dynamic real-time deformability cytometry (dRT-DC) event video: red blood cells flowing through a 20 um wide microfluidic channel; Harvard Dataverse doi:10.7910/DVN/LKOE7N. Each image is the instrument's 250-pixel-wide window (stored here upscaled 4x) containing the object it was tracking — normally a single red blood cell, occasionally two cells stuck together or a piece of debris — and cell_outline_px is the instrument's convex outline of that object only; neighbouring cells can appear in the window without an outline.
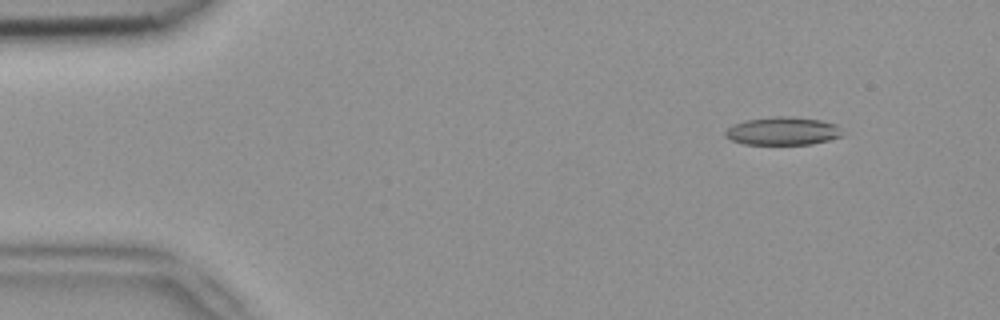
{"species": "common noctule bat (a hibernating species)", "species_latin": "Nyctalus noctula", "temperature_condition": "room temperature", "stored_images_in_passage": 51, "camera_frame_rate_fps": 3000, "um_per_image_px": 0.085, "animal": {"sex": "female", "body_mass_g": 18.4}, "frame": {"image": 1, "passage_image": 5, "time_ms": 1.333, "image_size_px": [1000, 320], "cell_outline_px": [[840, 136], [828, 140], [808, 144], [744, 144], [732, 140], [724, 136], [724, 132], [732, 124], [744, 120], [776, 116], [792, 116], [820, 120], [836, 124]], "centroid_in_image_um": [66.45, 11.13], "position_along_channel_um": 18.6, "area_um2": 18.96}}
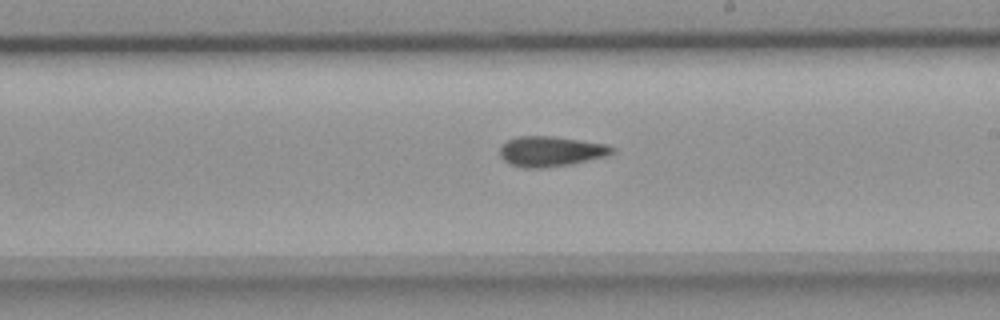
{"frame": {"image": 2, "passage_image": 29, "time_ms": 9.333, "image_size_px": [1000, 320], "cell_outline_px": [[616, 152], [604, 156], [572, 164], [540, 168], [524, 168], [512, 164], [504, 160], [500, 156], [500, 148], [508, 140], [516, 136], [552, 136], [608, 144], [616, 148]], "centroid_in_image_um": [46.84, 12.86], "position_along_channel_um": 242.2, "area_um2": 19.71}}
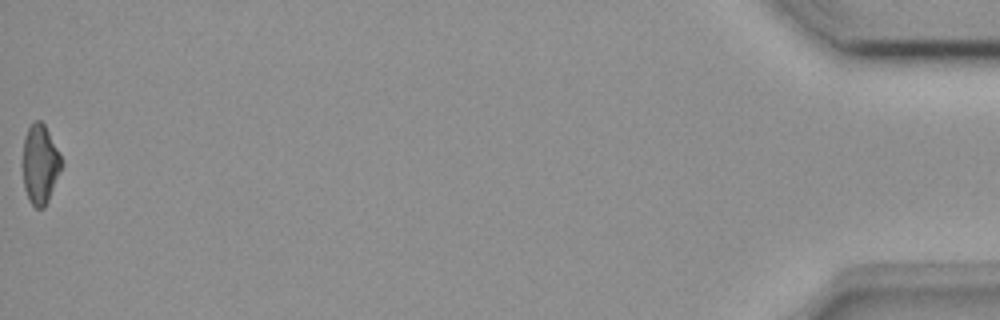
{"frame": {"image": 3, "passage_image": 51, "time_ms": 16.667, "image_size_px": [1000, 320], "cell_outline_px": [[64, 164], [48, 200], [44, 208], [36, 208], [32, 204], [24, 188], [20, 164], [24, 136], [28, 128], [36, 120], [40, 120], [44, 124]], "centroid_in_image_um": [3.36, 13.97], "position_along_channel_um": 431.8, "area_um2": 18.21}, "authors_computed_cell_mechanics": {"area_um2": 19.1896, "velocity_mm_per_s": 3.9381, "shape_relaxation_time_tau1_ms": null, "shape_relaxation_time_tau2_ms": 4.6895, "deformation_change_tau1": null, "deformation_change_tau2": 0.1439}}